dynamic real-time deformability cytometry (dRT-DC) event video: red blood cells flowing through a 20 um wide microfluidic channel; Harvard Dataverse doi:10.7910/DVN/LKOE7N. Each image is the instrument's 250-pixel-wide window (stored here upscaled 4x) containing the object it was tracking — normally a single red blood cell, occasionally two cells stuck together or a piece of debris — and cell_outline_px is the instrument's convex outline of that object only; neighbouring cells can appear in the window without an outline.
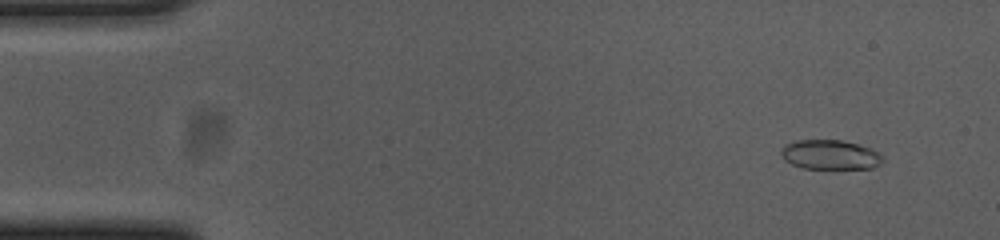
{"species": "common noctule bat (a hibernating species)", "species_latin": "Nyctalus noctula", "temperature_condition": "cold", "stored_images_in_passage": 52, "camera_frame_rate_fps": 3000, "um_per_image_px": 0.085, "animal": {"sex": "female", "body_mass_g": 23.0, "forearm_length_mm": 53.4}, "frame": {"image": 1, "passage_image": 1, "time_ms": 0.0, "image_size_px": [1000, 240], "cell_outline_px": [[884, 160], [880, 164], [872, 168], [804, 168], [792, 164], [784, 160], [780, 152], [784, 144], [796, 140], [840, 140], [856, 144], [868, 148], [884, 156]], "centroid_in_image_um": [70.53, 13.15], "position_along_channel_um": 14.5, "area_um2": 17.34}}
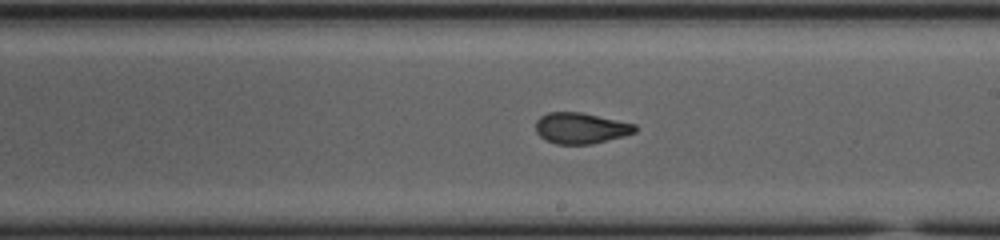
{"frame": {"image": 2, "passage_image": 28, "time_ms": 9.0, "image_size_px": [1000, 240], "cell_outline_px": [[636, 132], [624, 136], [592, 144], [556, 144], [544, 140], [536, 132], [536, 120], [540, 116], [548, 112], [580, 112], [636, 124]], "centroid_in_image_um": [49.35, 10.9], "position_along_channel_um": 239.7, "area_um2": 17.98}}
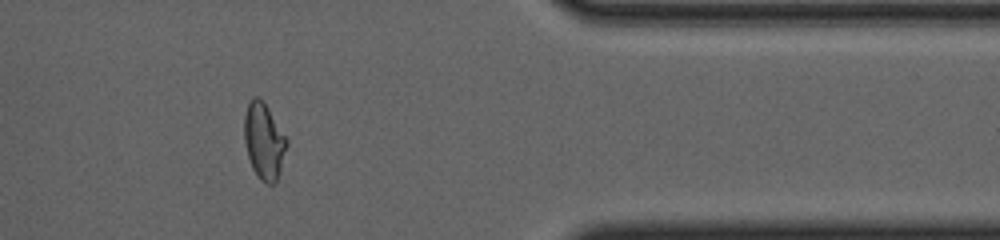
{"frame": {"image": 3, "passage_image": 42, "time_ms": 13.667, "image_size_px": [1000, 240], "cell_outline_px": [[288, 144], [276, 184], [268, 184], [260, 180], [252, 168], [248, 156], [244, 140], [244, 116], [248, 100], [252, 96], [260, 96], [264, 100], [288, 140]], "centroid_in_image_um": [22.43, 11.95], "position_along_channel_um": 389.0, "area_um2": 19.25}, "authors_computed_cell_mechanics": {"area_um2": 18.6116, "velocity_mm_per_s": 3.6806, "shape_relaxation_time_tau1_ms": 4.7576, "shape_relaxation_time_tau2_ms": 1.7479, "deformation_change_tau1": 0.1737, "deformation_change_tau2": 0.0726}}